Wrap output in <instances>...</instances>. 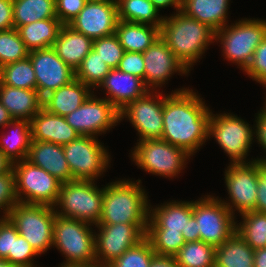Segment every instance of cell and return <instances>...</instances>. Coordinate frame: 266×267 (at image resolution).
I'll use <instances>...</instances> for the list:
<instances>
[{"mask_svg":"<svg viewBox=\"0 0 266 267\" xmlns=\"http://www.w3.org/2000/svg\"><path fill=\"white\" fill-rule=\"evenodd\" d=\"M156 255L174 257L186 243L182 232L168 230H147L145 236Z\"/></svg>","mask_w":266,"mask_h":267,"instance_id":"obj_39","label":"cell"},{"mask_svg":"<svg viewBox=\"0 0 266 267\" xmlns=\"http://www.w3.org/2000/svg\"><path fill=\"white\" fill-rule=\"evenodd\" d=\"M19 235L16 227L5 217L0 218V259H5L12 252L13 237Z\"/></svg>","mask_w":266,"mask_h":267,"instance_id":"obj_47","label":"cell"},{"mask_svg":"<svg viewBox=\"0 0 266 267\" xmlns=\"http://www.w3.org/2000/svg\"><path fill=\"white\" fill-rule=\"evenodd\" d=\"M95 96L93 92L78 109L65 116L79 135L97 137L121 121L120 111L113 104Z\"/></svg>","mask_w":266,"mask_h":267,"instance_id":"obj_14","label":"cell"},{"mask_svg":"<svg viewBox=\"0 0 266 267\" xmlns=\"http://www.w3.org/2000/svg\"><path fill=\"white\" fill-rule=\"evenodd\" d=\"M58 18L44 19L16 30L29 51L52 47L62 27Z\"/></svg>","mask_w":266,"mask_h":267,"instance_id":"obj_30","label":"cell"},{"mask_svg":"<svg viewBox=\"0 0 266 267\" xmlns=\"http://www.w3.org/2000/svg\"><path fill=\"white\" fill-rule=\"evenodd\" d=\"M27 160L53 175L61 183L74 180L62 145L32 140Z\"/></svg>","mask_w":266,"mask_h":267,"instance_id":"obj_22","label":"cell"},{"mask_svg":"<svg viewBox=\"0 0 266 267\" xmlns=\"http://www.w3.org/2000/svg\"><path fill=\"white\" fill-rule=\"evenodd\" d=\"M143 59L145 64L143 82L151 91H156L157 87L161 88L167 83L166 81L170 80L172 74L179 73L181 76L189 74V70L161 37L143 52Z\"/></svg>","mask_w":266,"mask_h":267,"instance_id":"obj_18","label":"cell"},{"mask_svg":"<svg viewBox=\"0 0 266 267\" xmlns=\"http://www.w3.org/2000/svg\"><path fill=\"white\" fill-rule=\"evenodd\" d=\"M28 57L36 76V90L42 98L75 79V71L52 47L29 51Z\"/></svg>","mask_w":266,"mask_h":267,"instance_id":"obj_17","label":"cell"},{"mask_svg":"<svg viewBox=\"0 0 266 267\" xmlns=\"http://www.w3.org/2000/svg\"><path fill=\"white\" fill-rule=\"evenodd\" d=\"M118 20L161 27L164 16L151 0H116Z\"/></svg>","mask_w":266,"mask_h":267,"instance_id":"obj_32","label":"cell"},{"mask_svg":"<svg viewBox=\"0 0 266 267\" xmlns=\"http://www.w3.org/2000/svg\"><path fill=\"white\" fill-rule=\"evenodd\" d=\"M155 255L150 241L145 237L136 246L125 251L109 267H150Z\"/></svg>","mask_w":266,"mask_h":267,"instance_id":"obj_40","label":"cell"},{"mask_svg":"<svg viewBox=\"0 0 266 267\" xmlns=\"http://www.w3.org/2000/svg\"><path fill=\"white\" fill-rule=\"evenodd\" d=\"M193 217L197 221L200 241L214 248L227 241L236 232V216L218 196L205 195L193 201Z\"/></svg>","mask_w":266,"mask_h":267,"instance_id":"obj_11","label":"cell"},{"mask_svg":"<svg viewBox=\"0 0 266 267\" xmlns=\"http://www.w3.org/2000/svg\"><path fill=\"white\" fill-rule=\"evenodd\" d=\"M164 94L162 140L194 155L209 139L211 110L193 89Z\"/></svg>","mask_w":266,"mask_h":267,"instance_id":"obj_1","label":"cell"},{"mask_svg":"<svg viewBox=\"0 0 266 267\" xmlns=\"http://www.w3.org/2000/svg\"><path fill=\"white\" fill-rule=\"evenodd\" d=\"M93 50L110 69L118 67L125 52L115 33L93 40Z\"/></svg>","mask_w":266,"mask_h":267,"instance_id":"obj_41","label":"cell"},{"mask_svg":"<svg viewBox=\"0 0 266 267\" xmlns=\"http://www.w3.org/2000/svg\"><path fill=\"white\" fill-rule=\"evenodd\" d=\"M63 151L74 180L95 181L111 167L110 154L97 137L80 135Z\"/></svg>","mask_w":266,"mask_h":267,"instance_id":"obj_12","label":"cell"},{"mask_svg":"<svg viewBox=\"0 0 266 267\" xmlns=\"http://www.w3.org/2000/svg\"><path fill=\"white\" fill-rule=\"evenodd\" d=\"M58 267H90V266H88V265H74V264H72V265L61 264Z\"/></svg>","mask_w":266,"mask_h":267,"instance_id":"obj_58","label":"cell"},{"mask_svg":"<svg viewBox=\"0 0 266 267\" xmlns=\"http://www.w3.org/2000/svg\"><path fill=\"white\" fill-rule=\"evenodd\" d=\"M117 22V2L87 1L68 25L95 40L114 34Z\"/></svg>","mask_w":266,"mask_h":267,"instance_id":"obj_19","label":"cell"},{"mask_svg":"<svg viewBox=\"0 0 266 267\" xmlns=\"http://www.w3.org/2000/svg\"><path fill=\"white\" fill-rule=\"evenodd\" d=\"M124 73L137 76L141 79L145 77V64L143 53L141 52H124L123 57L117 67Z\"/></svg>","mask_w":266,"mask_h":267,"instance_id":"obj_45","label":"cell"},{"mask_svg":"<svg viewBox=\"0 0 266 267\" xmlns=\"http://www.w3.org/2000/svg\"><path fill=\"white\" fill-rule=\"evenodd\" d=\"M215 248L203 241L186 242L174 256L179 267H214Z\"/></svg>","mask_w":266,"mask_h":267,"instance_id":"obj_35","label":"cell"},{"mask_svg":"<svg viewBox=\"0 0 266 267\" xmlns=\"http://www.w3.org/2000/svg\"><path fill=\"white\" fill-rule=\"evenodd\" d=\"M266 37V20L244 18L235 24L226 25L215 32V41L220 42L222 55L237 64L243 71L250 64L256 47Z\"/></svg>","mask_w":266,"mask_h":267,"instance_id":"obj_5","label":"cell"},{"mask_svg":"<svg viewBox=\"0 0 266 267\" xmlns=\"http://www.w3.org/2000/svg\"><path fill=\"white\" fill-rule=\"evenodd\" d=\"M90 267H109V266H99V265H92Z\"/></svg>","mask_w":266,"mask_h":267,"instance_id":"obj_60","label":"cell"},{"mask_svg":"<svg viewBox=\"0 0 266 267\" xmlns=\"http://www.w3.org/2000/svg\"><path fill=\"white\" fill-rule=\"evenodd\" d=\"M38 255L29 242L19 234L17 237H13L12 252H9L5 260L17 267H37L33 261L34 257Z\"/></svg>","mask_w":266,"mask_h":267,"instance_id":"obj_42","label":"cell"},{"mask_svg":"<svg viewBox=\"0 0 266 267\" xmlns=\"http://www.w3.org/2000/svg\"><path fill=\"white\" fill-rule=\"evenodd\" d=\"M32 140L66 145L80 135L65 117L49 113L42 108L30 121Z\"/></svg>","mask_w":266,"mask_h":267,"instance_id":"obj_23","label":"cell"},{"mask_svg":"<svg viewBox=\"0 0 266 267\" xmlns=\"http://www.w3.org/2000/svg\"><path fill=\"white\" fill-rule=\"evenodd\" d=\"M247 121L231 113L213 114L209 120L208 137L215 141L231 159L229 163H248V153L254 142V130Z\"/></svg>","mask_w":266,"mask_h":267,"instance_id":"obj_10","label":"cell"},{"mask_svg":"<svg viewBox=\"0 0 266 267\" xmlns=\"http://www.w3.org/2000/svg\"><path fill=\"white\" fill-rule=\"evenodd\" d=\"M90 223L56 214L53 228V248L65 257L62 264L96 265L95 230Z\"/></svg>","mask_w":266,"mask_h":267,"instance_id":"obj_4","label":"cell"},{"mask_svg":"<svg viewBox=\"0 0 266 267\" xmlns=\"http://www.w3.org/2000/svg\"><path fill=\"white\" fill-rule=\"evenodd\" d=\"M257 201L255 210L266 213V162L257 161Z\"/></svg>","mask_w":266,"mask_h":267,"instance_id":"obj_48","label":"cell"},{"mask_svg":"<svg viewBox=\"0 0 266 267\" xmlns=\"http://www.w3.org/2000/svg\"><path fill=\"white\" fill-rule=\"evenodd\" d=\"M93 92L83 82L74 79L43 97L42 108L49 113L65 117L78 109Z\"/></svg>","mask_w":266,"mask_h":267,"instance_id":"obj_24","label":"cell"},{"mask_svg":"<svg viewBox=\"0 0 266 267\" xmlns=\"http://www.w3.org/2000/svg\"><path fill=\"white\" fill-rule=\"evenodd\" d=\"M150 267H179L172 256L155 255L152 258Z\"/></svg>","mask_w":266,"mask_h":267,"instance_id":"obj_52","label":"cell"},{"mask_svg":"<svg viewBox=\"0 0 266 267\" xmlns=\"http://www.w3.org/2000/svg\"><path fill=\"white\" fill-rule=\"evenodd\" d=\"M95 232L96 265L109 266L146 236L147 224H97Z\"/></svg>","mask_w":266,"mask_h":267,"instance_id":"obj_13","label":"cell"},{"mask_svg":"<svg viewBox=\"0 0 266 267\" xmlns=\"http://www.w3.org/2000/svg\"><path fill=\"white\" fill-rule=\"evenodd\" d=\"M29 56V50L21 40L15 28L0 31V66L23 60Z\"/></svg>","mask_w":266,"mask_h":267,"instance_id":"obj_38","label":"cell"},{"mask_svg":"<svg viewBox=\"0 0 266 267\" xmlns=\"http://www.w3.org/2000/svg\"><path fill=\"white\" fill-rule=\"evenodd\" d=\"M88 1L116 2V0H88Z\"/></svg>","mask_w":266,"mask_h":267,"instance_id":"obj_59","label":"cell"},{"mask_svg":"<svg viewBox=\"0 0 266 267\" xmlns=\"http://www.w3.org/2000/svg\"><path fill=\"white\" fill-rule=\"evenodd\" d=\"M0 83H1V66H0Z\"/></svg>","mask_w":266,"mask_h":267,"instance_id":"obj_61","label":"cell"},{"mask_svg":"<svg viewBox=\"0 0 266 267\" xmlns=\"http://www.w3.org/2000/svg\"><path fill=\"white\" fill-rule=\"evenodd\" d=\"M130 157L138 168L152 175L176 178L185 169L190 154L162 139L139 141Z\"/></svg>","mask_w":266,"mask_h":267,"instance_id":"obj_8","label":"cell"},{"mask_svg":"<svg viewBox=\"0 0 266 267\" xmlns=\"http://www.w3.org/2000/svg\"><path fill=\"white\" fill-rule=\"evenodd\" d=\"M88 0H55L56 15L63 25H68L84 8Z\"/></svg>","mask_w":266,"mask_h":267,"instance_id":"obj_46","label":"cell"},{"mask_svg":"<svg viewBox=\"0 0 266 267\" xmlns=\"http://www.w3.org/2000/svg\"><path fill=\"white\" fill-rule=\"evenodd\" d=\"M6 217L39 256L52 248L55 207L18 202Z\"/></svg>","mask_w":266,"mask_h":267,"instance_id":"obj_7","label":"cell"},{"mask_svg":"<svg viewBox=\"0 0 266 267\" xmlns=\"http://www.w3.org/2000/svg\"><path fill=\"white\" fill-rule=\"evenodd\" d=\"M0 101L13 119H31L42 109L43 98L37 90L16 88L0 83Z\"/></svg>","mask_w":266,"mask_h":267,"instance_id":"obj_26","label":"cell"},{"mask_svg":"<svg viewBox=\"0 0 266 267\" xmlns=\"http://www.w3.org/2000/svg\"><path fill=\"white\" fill-rule=\"evenodd\" d=\"M141 183L123 179L106 184L98 224H148L150 204Z\"/></svg>","mask_w":266,"mask_h":267,"instance_id":"obj_3","label":"cell"},{"mask_svg":"<svg viewBox=\"0 0 266 267\" xmlns=\"http://www.w3.org/2000/svg\"><path fill=\"white\" fill-rule=\"evenodd\" d=\"M152 3L160 9H165L166 7H173L176 11L181 10V0H151Z\"/></svg>","mask_w":266,"mask_h":267,"instance_id":"obj_53","label":"cell"},{"mask_svg":"<svg viewBox=\"0 0 266 267\" xmlns=\"http://www.w3.org/2000/svg\"><path fill=\"white\" fill-rule=\"evenodd\" d=\"M236 223V232L253 250L266 247V213L248 211Z\"/></svg>","mask_w":266,"mask_h":267,"instance_id":"obj_34","label":"cell"},{"mask_svg":"<svg viewBox=\"0 0 266 267\" xmlns=\"http://www.w3.org/2000/svg\"><path fill=\"white\" fill-rule=\"evenodd\" d=\"M108 65L92 49L75 71V79L80 80L93 91L97 89L110 72Z\"/></svg>","mask_w":266,"mask_h":267,"instance_id":"obj_37","label":"cell"},{"mask_svg":"<svg viewBox=\"0 0 266 267\" xmlns=\"http://www.w3.org/2000/svg\"><path fill=\"white\" fill-rule=\"evenodd\" d=\"M57 18L55 0H13L14 28Z\"/></svg>","mask_w":266,"mask_h":267,"instance_id":"obj_33","label":"cell"},{"mask_svg":"<svg viewBox=\"0 0 266 267\" xmlns=\"http://www.w3.org/2000/svg\"><path fill=\"white\" fill-rule=\"evenodd\" d=\"M13 172L19 203L56 205L61 187L57 178L27 159L13 163Z\"/></svg>","mask_w":266,"mask_h":267,"instance_id":"obj_9","label":"cell"},{"mask_svg":"<svg viewBox=\"0 0 266 267\" xmlns=\"http://www.w3.org/2000/svg\"><path fill=\"white\" fill-rule=\"evenodd\" d=\"M193 216V201H176L150 205L147 230H168L186 234L187 221Z\"/></svg>","mask_w":266,"mask_h":267,"instance_id":"obj_21","label":"cell"},{"mask_svg":"<svg viewBox=\"0 0 266 267\" xmlns=\"http://www.w3.org/2000/svg\"><path fill=\"white\" fill-rule=\"evenodd\" d=\"M0 267H17L5 259H0Z\"/></svg>","mask_w":266,"mask_h":267,"instance_id":"obj_57","label":"cell"},{"mask_svg":"<svg viewBox=\"0 0 266 267\" xmlns=\"http://www.w3.org/2000/svg\"><path fill=\"white\" fill-rule=\"evenodd\" d=\"M160 37L190 71L194 63L202 59L209 45L215 42V31L178 10L170 17L164 16Z\"/></svg>","mask_w":266,"mask_h":267,"instance_id":"obj_2","label":"cell"},{"mask_svg":"<svg viewBox=\"0 0 266 267\" xmlns=\"http://www.w3.org/2000/svg\"><path fill=\"white\" fill-rule=\"evenodd\" d=\"M186 242L200 241V233L198 232L197 221L192 216L187 221L186 234H182Z\"/></svg>","mask_w":266,"mask_h":267,"instance_id":"obj_51","label":"cell"},{"mask_svg":"<svg viewBox=\"0 0 266 267\" xmlns=\"http://www.w3.org/2000/svg\"><path fill=\"white\" fill-rule=\"evenodd\" d=\"M52 48L63 62L76 71L93 49V40L69 25H62Z\"/></svg>","mask_w":266,"mask_h":267,"instance_id":"obj_25","label":"cell"},{"mask_svg":"<svg viewBox=\"0 0 266 267\" xmlns=\"http://www.w3.org/2000/svg\"><path fill=\"white\" fill-rule=\"evenodd\" d=\"M14 28L13 0H0V31Z\"/></svg>","mask_w":266,"mask_h":267,"instance_id":"obj_50","label":"cell"},{"mask_svg":"<svg viewBox=\"0 0 266 267\" xmlns=\"http://www.w3.org/2000/svg\"><path fill=\"white\" fill-rule=\"evenodd\" d=\"M13 171V162L0 150V174Z\"/></svg>","mask_w":266,"mask_h":267,"instance_id":"obj_55","label":"cell"},{"mask_svg":"<svg viewBox=\"0 0 266 267\" xmlns=\"http://www.w3.org/2000/svg\"><path fill=\"white\" fill-rule=\"evenodd\" d=\"M18 203L16 195L15 174L13 171L0 174V211L2 218Z\"/></svg>","mask_w":266,"mask_h":267,"instance_id":"obj_43","label":"cell"},{"mask_svg":"<svg viewBox=\"0 0 266 267\" xmlns=\"http://www.w3.org/2000/svg\"><path fill=\"white\" fill-rule=\"evenodd\" d=\"M245 74L266 88V37L256 47Z\"/></svg>","mask_w":266,"mask_h":267,"instance_id":"obj_44","label":"cell"},{"mask_svg":"<svg viewBox=\"0 0 266 267\" xmlns=\"http://www.w3.org/2000/svg\"><path fill=\"white\" fill-rule=\"evenodd\" d=\"M254 252L255 250L235 232L215 248L214 267H254Z\"/></svg>","mask_w":266,"mask_h":267,"instance_id":"obj_29","label":"cell"},{"mask_svg":"<svg viewBox=\"0 0 266 267\" xmlns=\"http://www.w3.org/2000/svg\"><path fill=\"white\" fill-rule=\"evenodd\" d=\"M253 160V161H252ZM229 201L222 200L231 213L243 214L255 210L257 201V160L248 163H230L224 172Z\"/></svg>","mask_w":266,"mask_h":267,"instance_id":"obj_15","label":"cell"},{"mask_svg":"<svg viewBox=\"0 0 266 267\" xmlns=\"http://www.w3.org/2000/svg\"><path fill=\"white\" fill-rule=\"evenodd\" d=\"M160 28L118 20L115 34L125 52L143 53L158 40Z\"/></svg>","mask_w":266,"mask_h":267,"instance_id":"obj_28","label":"cell"},{"mask_svg":"<svg viewBox=\"0 0 266 267\" xmlns=\"http://www.w3.org/2000/svg\"><path fill=\"white\" fill-rule=\"evenodd\" d=\"M95 184L97 182L92 180L61 183L59 198L54 206L56 214L97 225L102 213L104 187L98 188Z\"/></svg>","mask_w":266,"mask_h":267,"instance_id":"obj_6","label":"cell"},{"mask_svg":"<svg viewBox=\"0 0 266 267\" xmlns=\"http://www.w3.org/2000/svg\"><path fill=\"white\" fill-rule=\"evenodd\" d=\"M1 84L36 90V76L30 58L1 67Z\"/></svg>","mask_w":266,"mask_h":267,"instance_id":"obj_36","label":"cell"},{"mask_svg":"<svg viewBox=\"0 0 266 267\" xmlns=\"http://www.w3.org/2000/svg\"><path fill=\"white\" fill-rule=\"evenodd\" d=\"M231 0H181V11L187 16L205 23L215 32L228 23Z\"/></svg>","mask_w":266,"mask_h":267,"instance_id":"obj_27","label":"cell"},{"mask_svg":"<svg viewBox=\"0 0 266 267\" xmlns=\"http://www.w3.org/2000/svg\"><path fill=\"white\" fill-rule=\"evenodd\" d=\"M14 119L9 114L8 110L2 105L0 101V127L5 128Z\"/></svg>","mask_w":266,"mask_h":267,"instance_id":"obj_56","label":"cell"},{"mask_svg":"<svg viewBox=\"0 0 266 267\" xmlns=\"http://www.w3.org/2000/svg\"><path fill=\"white\" fill-rule=\"evenodd\" d=\"M254 267H266V247L255 250Z\"/></svg>","mask_w":266,"mask_h":267,"instance_id":"obj_54","label":"cell"},{"mask_svg":"<svg viewBox=\"0 0 266 267\" xmlns=\"http://www.w3.org/2000/svg\"><path fill=\"white\" fill-rule=\"evenodd\" d=\"M105 90V99L113 104L119 111L129 103L144 96L149 89L145 86L143 79L124 73L115 68L111 69L104 78L99 88Z\"/></svg>","mask_w":266,"mask_h":267,"instance_id":"obj_20","label":"cell"},{"mask_svg":"<svg viewBox=\"0 0 266 267\" xmlns=\"http://www.w3.org/2000/svg\"><path fill=\"white\" fill-rule=\"evenodd\" d=\"M154 92L149 90L120 111V120L128 119L139 134L137 142L162 138L165 96L157 90Z\"/></svg>","mask_w":266,"mask_h":267,"instance_id":"obj_16","label":"cell"},{"mask_svg":"<svg viewBox=\"0 0 266 267\" xmlns=\"http://www.w3.org/2000/svg\"><path fill=\"white\" fill-rule=\"evenodd\" d=\"M14 128L10 134L1 133L0 150L13 162L27 159L32 141L31 125L28 120L14 119L6 127ZM5 134V135H4Z\"/></svg>","mask_w":266,"mask_h":267,"instance_id":"obj_31","label":"cell"},{"mask_svg":"<svg viewBox=\"0 0 266 267\" xmlns=\"http://www.w3.org/2000/svg\"><path fill=\"white\" fill-rule=\"evenodd\" d=\"M254 124V138L257 139L258 144L262 147L264 152L266 153V105H264L263 109L257 113ZM255 160L266 162V155L260 158H256Z\"/></svg>","mask_w":266,"mask_h":267,"instance_id":"obj_49","label":"cell"}]
</instances>
